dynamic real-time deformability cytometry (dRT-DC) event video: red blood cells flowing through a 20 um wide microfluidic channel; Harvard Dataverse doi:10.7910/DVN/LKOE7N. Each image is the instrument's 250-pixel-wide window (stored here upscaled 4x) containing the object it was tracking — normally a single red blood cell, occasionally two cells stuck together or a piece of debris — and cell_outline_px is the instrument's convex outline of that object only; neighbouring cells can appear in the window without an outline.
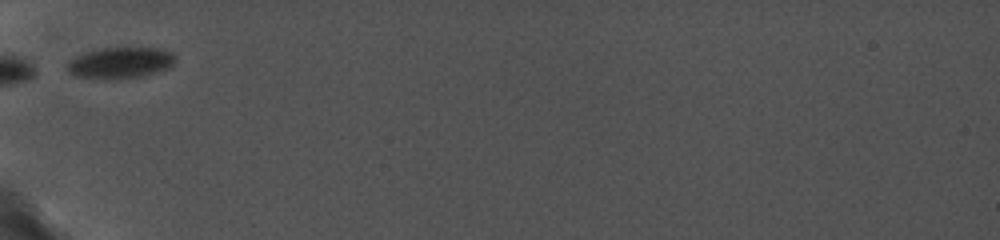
{"species": "common noctule bat (a hibernating species)", "species_latin": "Nyctalus noctula", "temperature_condition": "cold", "stored_images_in_passage": 7, "camera_frame_rate_fps": 5000, "um_per_image_px": 0.085, "animal": {"sex": "female", "body_mass_g": 19.0, "forearm_length_mm": 56.7}, "frame": {"image": 1, "passage_image": 1, "time_ms": 0.0, "image_size_px": [1000, 240], "cell_outline_px": [[176, 60], [168, 68], [156, 72], [140, 76], [120, 80], [108, 80], [76, 76], [68, 72], [68, 60], [84, 52], [104, 48], [160, 48], [172, 52], [176, 56]], "centroid_in_image_um": [10.22, 5.35], "position_along_channel_um": 74.8, "area_um2": 19.83}}
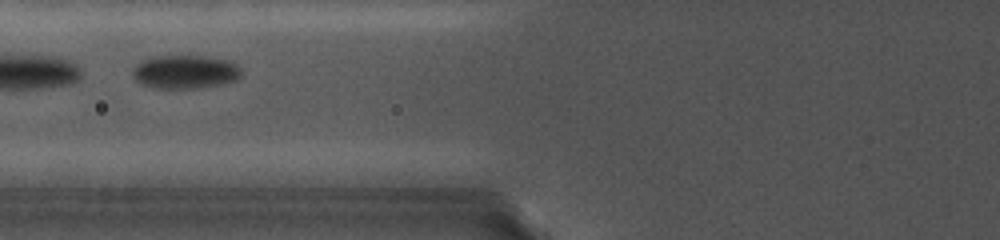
{"frame": {"image": 2, "passage_image": 3, "time_ms": 1.0, "image_size_px": [1000, 240], "cell_outline_px": [[240, 76], [236, 80], [204, 88], [152, 88], [140, 84], [132, 76], [132, 68], [140, 60], [152, 56], [200, 56], [224, 60], [236, 64], [240, 68]], "centroid_in_image_um": [15.66, 6.12], "position_along_channel_um": 110.1, "area_um2": 21.33}}